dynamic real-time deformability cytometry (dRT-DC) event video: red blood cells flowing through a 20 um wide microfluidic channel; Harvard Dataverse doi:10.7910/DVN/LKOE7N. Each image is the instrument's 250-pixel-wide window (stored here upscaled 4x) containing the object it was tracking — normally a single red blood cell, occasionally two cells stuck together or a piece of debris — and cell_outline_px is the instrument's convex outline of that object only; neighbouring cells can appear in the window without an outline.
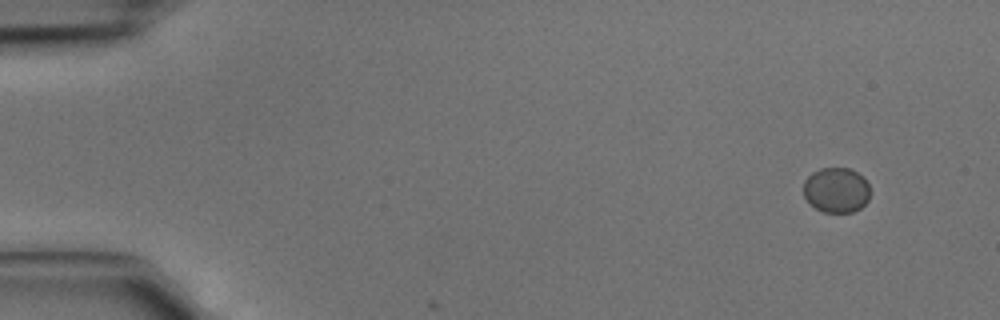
{"species": "common noctule bat (a hibernating species)", "species_latin": "Nyctalus noctula", "temperature_condition": "cold", "stored_images_in_passage": 4, "camera_frame_rate_fps": 3000, "um_per_image_px": 0.085, "animal": {"sex": "male", "body_mass_g": 15.6}, "frame": {"image": 1, "passage_image": 1, "time_ms": 0.0, "image_size_px": [1000, 320], "cell_outline_px": [[868, 200], [860, 208], [852, 212], [824, 212], [816, 208], [804, 196], [804, 180], [812, 172], [820, 168], [848, 168], [864, 176], [868, 184]], "centroid_in_image_um": [71.08, 16.14], "position_along_channel_um": 13.9, "area_um2": 17.4}}
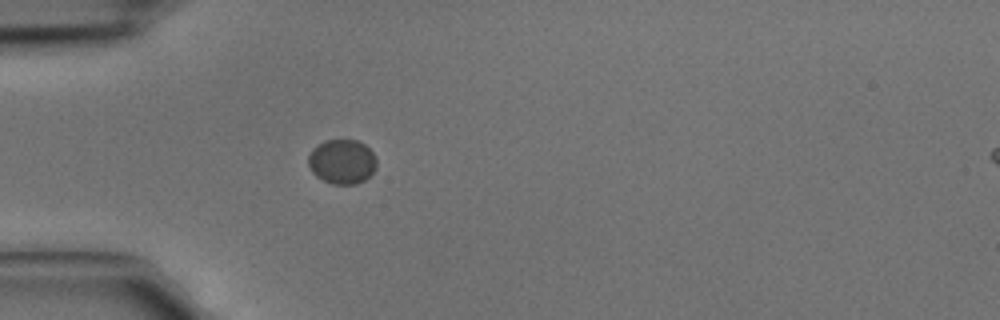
{"frame": {"image": 2, "passage_image": 4, "time_ms": 1.0, "image_size_px": [1000, 320], "cell_outline_px": [[376, 168], [364, 180], [356, 184], [332, 184], [316, 176], [312, 172], [308, 164], [308, 156], [312, 148], [324, 140], [356, 140], [364, 144], [376, 156]], "centroid_in_image_um": [29.06, 13.73], "position_along_channel_um": 55.9, "area_um2": 17.74}}